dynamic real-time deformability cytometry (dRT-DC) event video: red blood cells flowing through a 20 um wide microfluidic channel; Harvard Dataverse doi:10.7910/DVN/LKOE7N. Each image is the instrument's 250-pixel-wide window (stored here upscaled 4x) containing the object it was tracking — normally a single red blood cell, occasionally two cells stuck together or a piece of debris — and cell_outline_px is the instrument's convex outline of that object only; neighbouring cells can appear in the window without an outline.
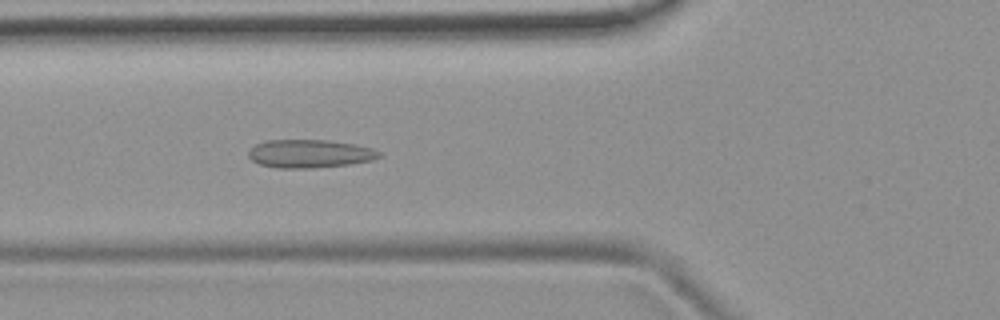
{"species": "common noctule bat (a hibernating species)", "species_latin": "Nyctalus noctula", "temperature_condition": "room temperature", "stored_images_in_passage": 5, "camera_frame_rate_fps": 3000, "um_per_image_px": 0.085, "animal": {"sex": "female", "body_mass_g": 19.9}, "frame": {"image": 1, "passage_image": 5, "time_ms": 1.333, "image_size_px": [1000, 320], "cell_outline_px": [[384, 156], [372, 160], [348, 164], [312, 168], [276, 168], [260, 164], [252, 160], [248, 156], [248, 152], [256, 144], [264, 140], [328, 140], [356, 144], [372, 148], [380, 152]], "centroid_in_image_um": [26.34, 13.06], "position_along_channel_um": 99.5, "area_um2": 21.56}}